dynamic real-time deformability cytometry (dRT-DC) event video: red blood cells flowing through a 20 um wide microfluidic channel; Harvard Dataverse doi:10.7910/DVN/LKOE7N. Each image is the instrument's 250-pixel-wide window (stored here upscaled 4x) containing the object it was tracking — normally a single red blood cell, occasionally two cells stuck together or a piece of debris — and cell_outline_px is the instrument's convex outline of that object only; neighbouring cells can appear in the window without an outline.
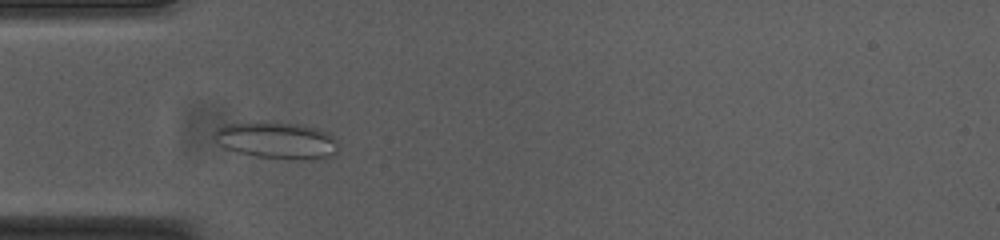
{"species": "common noctule bat (a hibernating species)", "species_latin": "Nyctalus noctula", "temperature_condition": "cold", "stored_images_in_passage": 47, "camera_frame_rate_fps": 3000, "um_per_image_px": 0.085, "animal": {"sex": "female", "body_mass_g": 23.0, "forearm_length_mm": 53.4}, "frame": {"image": 1, "passage_image": 9, "time_ms": 2.667, "image_size_px": [1000, 240], "cell_outline_px": [[336, 152], [332, 156], [324, 160], [304, 160], [256, 156], [224, 148], [212, 140], [212, 132], [216, 128], [224, 124], [304, 124], [328, 132], [332, 136], [336, 144]], "centroid_in_image_um": [23.52, 11.97], "position_along_channel_um": 61.5, "area_um2": 26.3}}
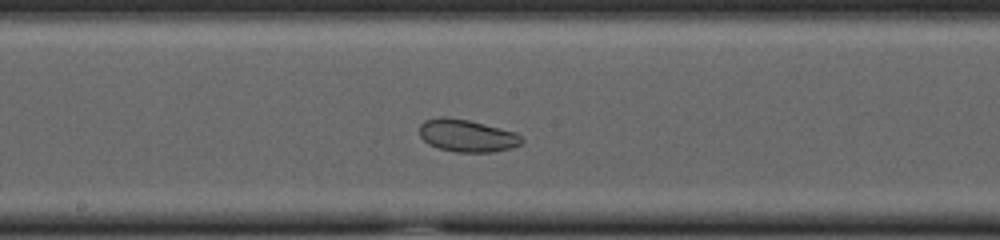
{"frame": {"image": 2, "passage_image": 21, "time_ms": 6.667, "image_size_px": [1000, 240], "cell_outline_px": [[524, 140], [520, 144], [512, 148], [496, 152], [456, 152], [440, 148], [428, 144], [420, 136], [420, 124], [424, 120], [440, 116], [444, 116], [468, 120], [516, 132]], "centroid_in_image_um": [39.69, 11.53], "position_along_channel_um": 208.5, "area_um2": 19.36}}
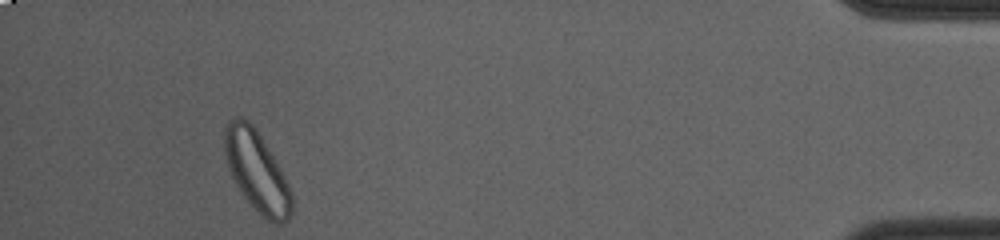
{"frame": {"image": 3, "passage_image": 43, "time_ms": 14.0, "image_size_px": [1000, 240], "cell_outline_px": [[292, 212], [288, 220], [280, 224], [272, 224], [240, 192], [228, 168], [224, 152], [224, 132], [228, 124], [236, 116], [240, 116], [248, 120], [252, 124], [260, 136], [280, 168], [292, 192]], "centroid_in_image_um": [21.83, 14.57], "position_along_channel_um": 413.4, "area_um2": 30.92}, "authors_computed_cell_mechanics": {"area_um2": 24.9696, "velocity_mm_per_s": 3.7059, "shape_relaxation_time_tau1_ms": 5.0472, "shape_relaxation_time_tau2_ms": 5.1713, "deformation_change_tau1": 0.0584, "deformation_change_tau2": 0.0936}}